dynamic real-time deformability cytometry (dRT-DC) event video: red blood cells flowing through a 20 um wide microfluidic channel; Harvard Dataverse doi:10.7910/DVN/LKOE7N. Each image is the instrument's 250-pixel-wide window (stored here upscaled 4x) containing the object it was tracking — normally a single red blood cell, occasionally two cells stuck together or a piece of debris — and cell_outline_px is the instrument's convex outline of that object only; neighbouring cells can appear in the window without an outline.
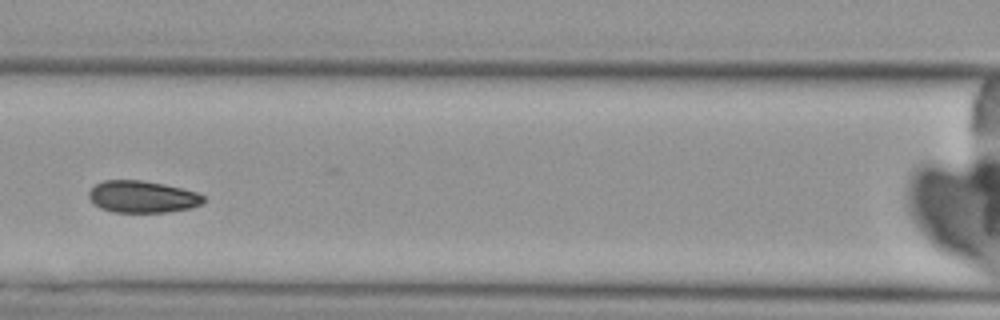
{"species": "Egyptian fruit bat (a non-hibernating species)", "species_latin": "Rousettus aegyptiacus", "temperature_condition": "cold", "stored_images_in_passage": 4, "camera_frame_rate_fps": 3000, "um_per_image_px": 0.085, "animal": {"sex": "female"}, "frame": {"image": 1, "passage_image": 4, "time_ms": 3.333, "image_size_px": [1000, 320], "cell_outline_px": [[204, 200], [200, 204], [192, 208], [164, 212], [112, 212], [100, 208], [88, 196], [88, 192], [96, 184], [104, 180], [140, 180], [164, 184], [196, 192], [204, 196]], "centroid_in_image_um": [12.09, 16.72], "position_along_channel_um": 154.5, "area_um2": 21.15}}